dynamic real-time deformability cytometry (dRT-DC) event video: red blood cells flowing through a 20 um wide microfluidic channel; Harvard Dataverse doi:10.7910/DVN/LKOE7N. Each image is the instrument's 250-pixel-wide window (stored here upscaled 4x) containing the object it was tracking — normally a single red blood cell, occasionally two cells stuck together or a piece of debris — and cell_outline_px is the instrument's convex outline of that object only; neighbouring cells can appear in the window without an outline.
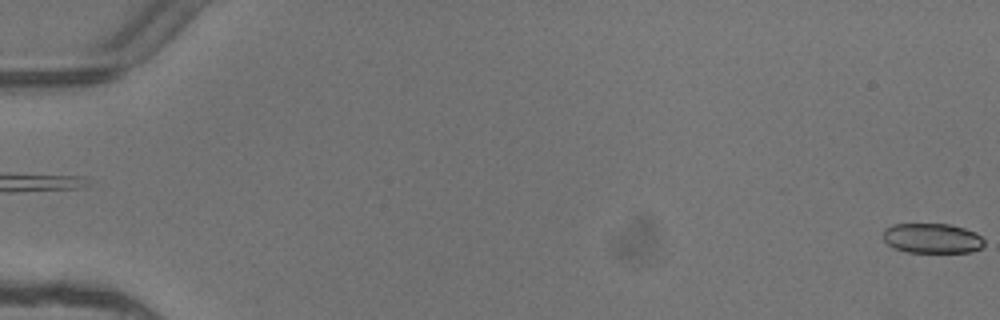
{"species": "common noctule bat (a hibernating species)", "species_latin": "Nyctalus noctula", "temperature_condition": "warm", "stored_images_in_passage": 4, "segment_of_instrument_passage": [2, 2], "camera_frame_rate_fps": 3000, "um_per_image_px": 0.085, "animal": {"sex": "female"}, "frame": {"image": 1, "passage_image": 4, "time_ms": 1.0, "image_size_px": [1000, 320], "cell_outline_px": [[984, 244], [980, 248], [972, 252], [908, 252], [896, 248], [888, 244], [880, 236], [884, 228], [892, 224], [948, 224], [964, 228], [976, 232], [984, 240]], "centroid_in_image_um": [79.2, 20.24], "position_along_channel_um": 5.8, "area_um2": 17.74}}